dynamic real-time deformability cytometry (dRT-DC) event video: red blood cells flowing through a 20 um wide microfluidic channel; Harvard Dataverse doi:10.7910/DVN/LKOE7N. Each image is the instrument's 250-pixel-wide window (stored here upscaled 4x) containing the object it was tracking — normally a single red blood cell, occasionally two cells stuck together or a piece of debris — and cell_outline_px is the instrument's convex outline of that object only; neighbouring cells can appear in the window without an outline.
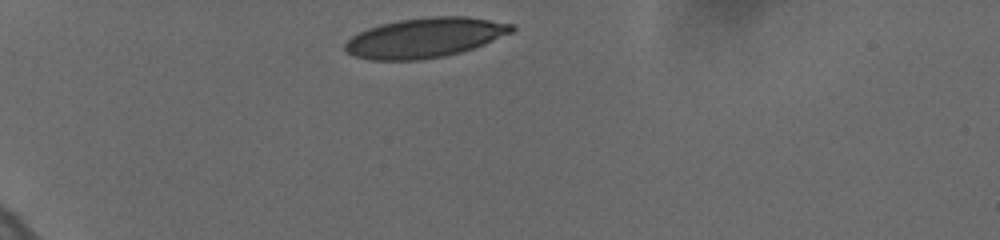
{"species": "human", "species_latin": "Homo sapiens", "temperature_condition": "cold", "stored_images_in_passage": 9, "camera_frame_rate_fps": 3000, "um_per_image_px": 0.085, "donor": {"sex": "female"}, "frame": {"image": 1, "passage_image": 1, "time_ms": 0.0, "image_size_px": [1000, 240], "cell_outline_px": [[516, 28], [512, 32], [484, 44], [460, 52], [444, 56], [416, 60], [368, 60], [352, 56], [344, 48], [344, 44], [352, 36], [368, 28], [380, 24], [400, 20], [432, 16], [468, 16], [512, 24]], "centroid_in_image_um": [36.1, 3.2], "position_along_channel_um": 48.9, "area_um2": 38.49}}
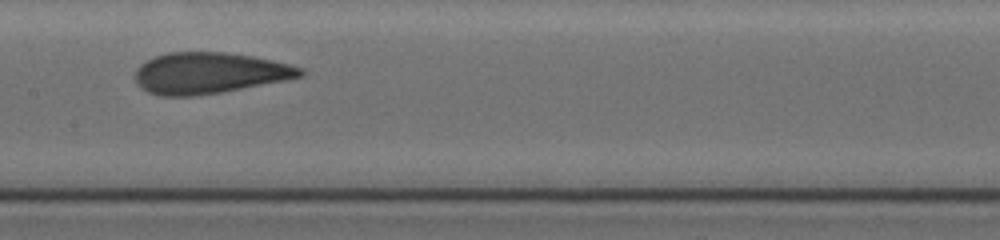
{"frame": {"image": 2, "passage_image": 6, "time_ms": 5.0, "image_size_px": [1000, 240], "cell_outline_px": [[304, 76], [224, 92], [196, 96], [160, 96], [148, 92], [140, 88], [136, 84], [136, 68], [140, 64], [156, 56], [168, 52], [224, 52], [252, 56], [272, 60], [304, 68]], "centroid_in_image_um": [17.78, 6.22], "position_along_channel_um": 189.6, "area_um2": 39.71}}
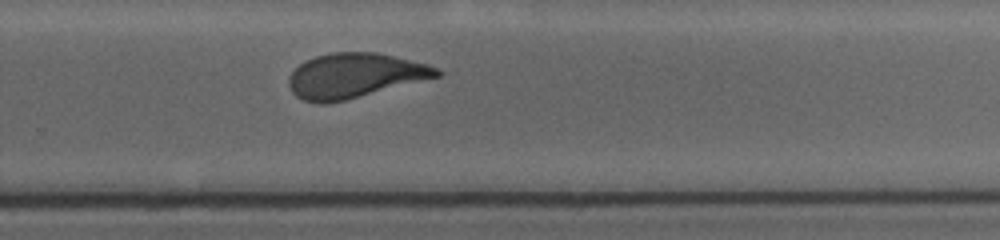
{"frame": {"image": 3, "passage_image": 9, "time_ms": 8.0, "image_size_px": [1000, 240], "cell_outline_px": [[444, 72], [440, 76], [344, 100], [324, 104], [320, 104], [304, 100], [296, 96], [292, 92], [288, 84], [288, 76], [300, 64], [316, 56], [332, 52], [376, 52], [428, 64], [440, 68]], "centroid_in_image_um": [30.15, 6.42], "position_along_channel_um": 299.6, "area_um2": 38.32}}